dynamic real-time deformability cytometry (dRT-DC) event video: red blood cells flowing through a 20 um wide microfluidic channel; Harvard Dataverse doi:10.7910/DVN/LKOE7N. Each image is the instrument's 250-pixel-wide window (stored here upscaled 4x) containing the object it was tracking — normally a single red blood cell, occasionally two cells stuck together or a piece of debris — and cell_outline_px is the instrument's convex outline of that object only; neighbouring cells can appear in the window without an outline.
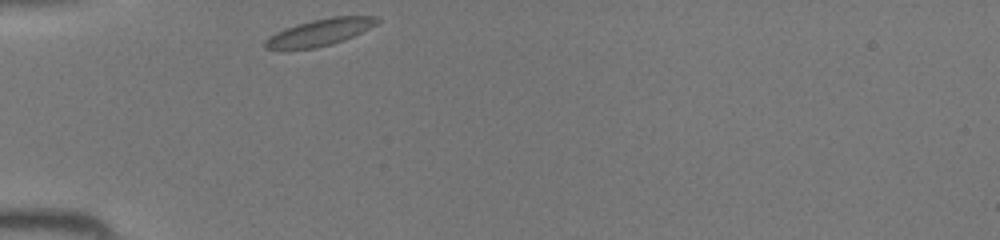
{"species": "common noctule bat (a hibernating species)", "species_latin": "Nyctalus noctula", "temperature_condition": "room temperature", "stored_images_in_passage": 25, "camera_frame_rate_fps": 3000, "um_per_image_px": 0.085, "animal": {"sex": "female", "body_mass_g": 19.5, "forearm_length_mm": 54.1}, "frame": {"image": 1, "passage_image": 1, "time_ms": 0.0, "image_size_px": [1000, 240], "cell_outline_px": [[380, 20], [376, 24], [344, 40], [332, 44], [316, 48], [288, 52], [280, 52], [264, 48], [264, 40], [268, 36], [284, 28], [296, 24], [312, 20], [332, 16], [380, 16]], "centroid_in_image_um": [27.05, 2.8], "position_along_channel_um": 57.9, "area_um2": 18.15}}
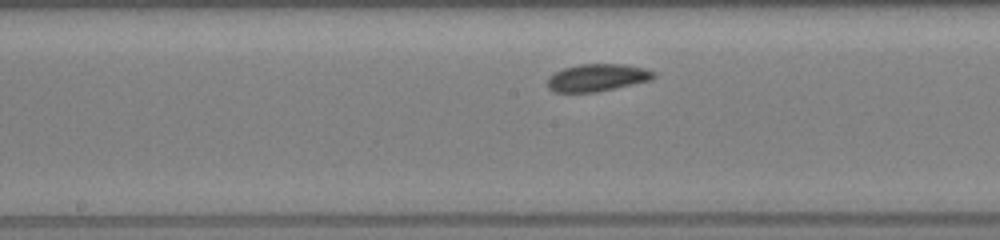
{"frame": {"image": 2, "passage_image": 11, "time_ms": 3.333, "image_size_px": [1000, 240], "cell_outline_px": [[656, 76], [652, 80], [596, 92], [552, 92], [548, 88], [548, 76], [564, 68], [580, 64], [624, 64], [644, 68], [656, 72]], "centroid_in_image_um": [50.78, 6.6], "position_along_channel_um": 197.4, "area_um2": 16.99}}
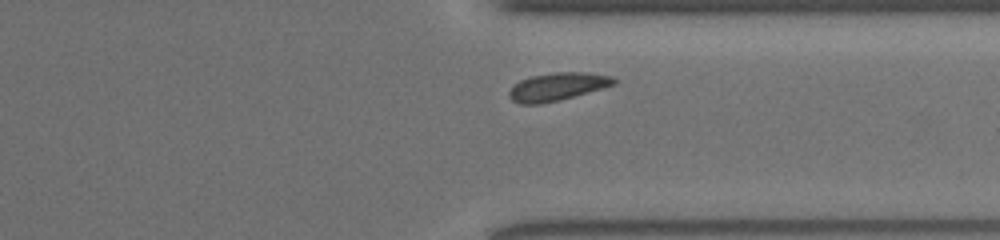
{"frame": {"image": 3, "passage_image": 22, "time_ms": 7.0, "image_size_px": [1000, 240], "cell_outline_px": [[616, 84], [560, 100], [540, 104], [520, 104], [512, 100], [508, 96], [508, 92], [520, 80], [532, 76], [556, 72], [584, 72], [616, 76]], "centroid_in_image_um": [47.4, 7.36], "position_along_channel_um": 364.0, "area_um2": 16.99}}